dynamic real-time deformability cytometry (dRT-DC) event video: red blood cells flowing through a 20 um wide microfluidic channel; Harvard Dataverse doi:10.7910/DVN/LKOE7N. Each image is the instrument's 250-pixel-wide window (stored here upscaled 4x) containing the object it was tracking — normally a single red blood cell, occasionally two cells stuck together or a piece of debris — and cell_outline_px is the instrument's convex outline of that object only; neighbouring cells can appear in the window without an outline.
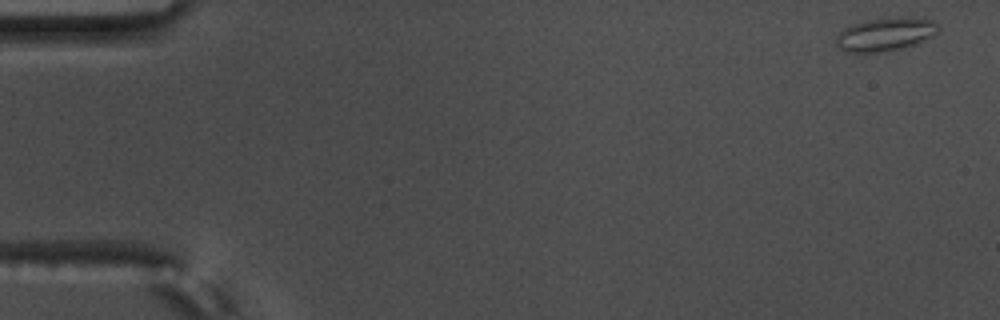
{"species": "common noctule bat (a hibernating species)", "species_latin": "Nyctalus noctula", "temperature_condition": "warm", "stored_images_in_passage": 10, "camera_frame_rate_fps": 3000, "um_per_image_px": 0.085, "animal": {"sex": "male", "body_mass_g": 17.5, "forearm_length_mm": 52.3}, "frame": {"image": 1, "passage_image": 1, "time_ms": 0.0, "image_size_px": [1000, 320], "cell_outline_px": [[940, 28], [932, 36], [916, 44], [900, 48], [880, 52], [848, 52], [840, 48], [836, 44], [836, 36], [844, 28], [852, 24], [868, 20], [932, 20], [940, 24]], "centroid_in_image_um": [75.21, 2.96], "position_along_channel_um": 9.8, "area_um2": 18.84}}